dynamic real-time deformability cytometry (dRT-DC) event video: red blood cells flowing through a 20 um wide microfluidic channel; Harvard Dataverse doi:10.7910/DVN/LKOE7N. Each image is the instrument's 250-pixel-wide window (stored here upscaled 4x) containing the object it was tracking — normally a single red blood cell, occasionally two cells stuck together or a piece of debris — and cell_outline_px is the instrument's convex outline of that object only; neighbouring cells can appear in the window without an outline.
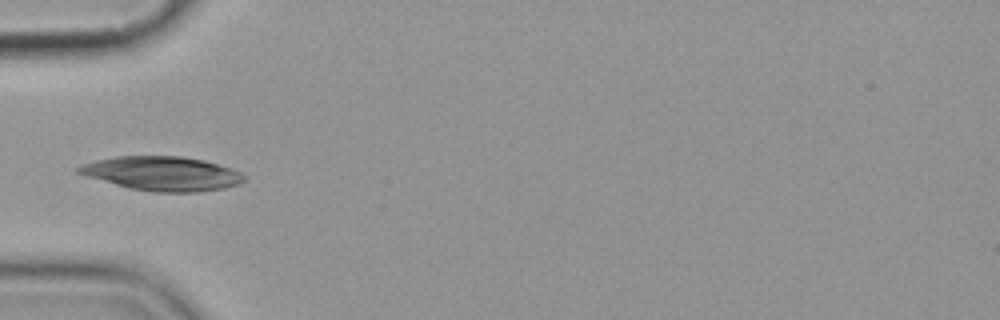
{"species": "common noctule bat (a hibernating species)", "species_latin": "Nyctalus noctula", "temperature_condition": "cold", "stored_images_in_passage": 6, "camera_frame_rate_fps": 3000, "um_per_image_px": 0.085, "animal": {"sex": "female", "body_mass_g": 19.9}, "frame": {"image": 1, "passage_image": 6, "time_ms": 6.667, "image_size_px": [1000, 320], "cell_outline_px": [[244, 180], [240, 184], [224, 188], [196, 192], [152, 192], [128, 188], [88, 176], [76, 172], [76, 168], [84, 164], [96, 160], [116, 156], [184, 156], [204, 160], [232, 168], [240, 172], [244, 176]], "centroid_in_image_um": [13.81, 14.75], "position_along_channel_um": 71.2, "area_um2": 32.89}}